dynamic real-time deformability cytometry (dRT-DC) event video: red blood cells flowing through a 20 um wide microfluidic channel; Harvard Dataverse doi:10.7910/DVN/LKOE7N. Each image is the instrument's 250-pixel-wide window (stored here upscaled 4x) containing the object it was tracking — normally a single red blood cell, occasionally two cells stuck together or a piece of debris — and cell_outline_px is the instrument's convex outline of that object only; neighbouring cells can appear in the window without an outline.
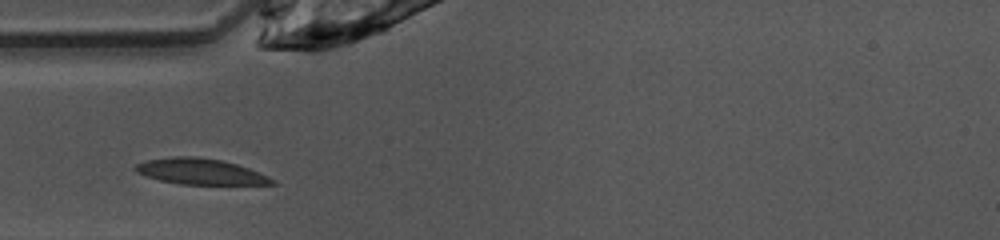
{"species": "common noctule bat (a hibernating species)", "species_latin": "Nyctalus noctula", "temperature_condition": "warm", "stored_images_in_passage": 26, "camera_frame_rate_fps": 3000, "um_per_image_px": 0.085, "animal": {"sex": "female", "body_mass_g": 10.0, "forearm_length_mm": 53.1}, "frame": {"image": 1, "passage_image": 1, "time_ms": 0.0, "image_size_px": [1000, 240], "cell_outline_px": [[276, 184], [180, 184], [160, 180], [144, 176], [136, 172], [132, 168], [136, 164], [144, 160], [172, 156], [196, 156], [220, 160], [236, 164], [248, 168], [268, 176], [276, 180]], "centroid_in_image_um": [16.97, 14.57], "position_along_channel_um": 68.0, "area_um2": 20.63}}
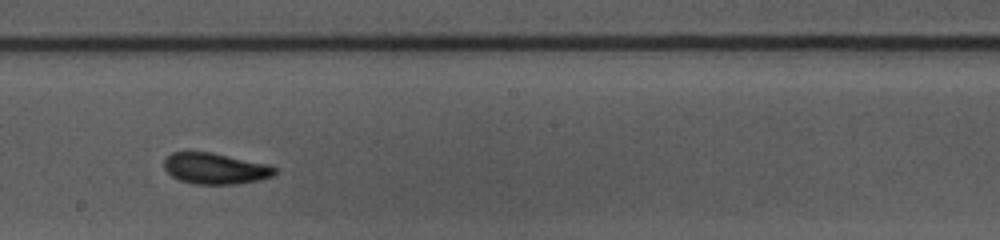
{"frame": {"image": 2, "passage_image": 13, "time_ms": 4.0, "image_size_px": [1000, 240], "cell_outline_px": [[280, 168], [272, 176], [260, 180], [236, 184], [192, 184], [180, 180], [172, 176], [164, 168], [164, 160], [172, 152], [212, 152], [268, 164]], "centroid_in_image_um": [18.33, 14.33], "position_along_channel_um": 229.9, "area_um2": 20.17}}
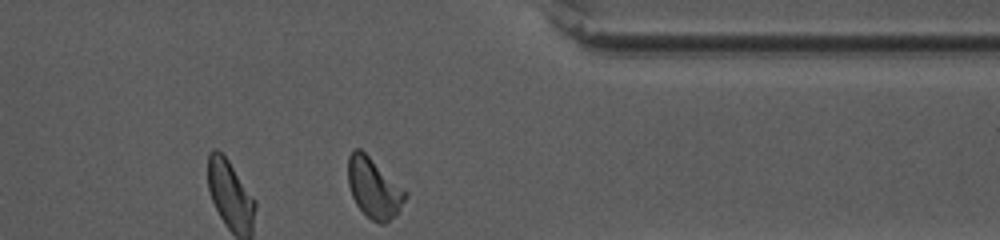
{"frame": {"image": 3, "passage_image": 25, "time_ms": 8.0, "image_size_px": [1000, 240], "cell_outline_px": [[408, 196], [396, 216], [384, 224], [380, 224], [372, 220], [356, 204], [352, 196], [348, 184], [348, 156], [352, 148], [360, 148], [404, 188], [408, 192]], "centroid_in_image_um": [31.79, 15.98], "position_along_channel_um": 379.6, "area_um2": 20.17}}